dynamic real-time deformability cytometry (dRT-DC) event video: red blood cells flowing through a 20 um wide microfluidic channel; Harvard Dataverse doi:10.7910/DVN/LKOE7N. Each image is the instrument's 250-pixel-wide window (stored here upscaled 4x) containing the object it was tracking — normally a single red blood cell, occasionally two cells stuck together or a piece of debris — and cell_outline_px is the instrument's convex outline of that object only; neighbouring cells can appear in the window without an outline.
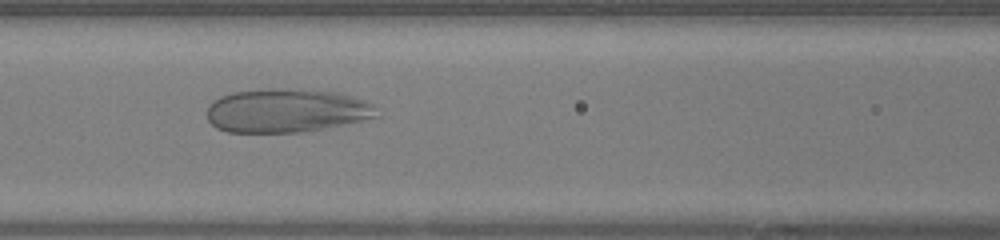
{"species": "human", "species_latin": "Homo sapiens", "temperature_condition": "warm", "stored_images_in_passage": 47, "camera_frame_rate_fps": 3000, "um_per_image_px": 0.085, "donor": {"sex": "female"}, "frame": {"image": 1, "passage_image": 19, "time_ms": 6.0, "image_size_px": [1000, 240], "cell_outline_px": [[380, 116], [300, 132], [228, 132], [216, 128], [208, 120], [208, 104], [212, 100], [220, 96], [232, 92], [280, 88], [284, 88], [320, 92], [348, 96], [368, 100], [376, 108]], "centroid_in_image_um": [24.27, 9.41], "position_along_channel_um": 142.3, "area_um2": 42.43}}
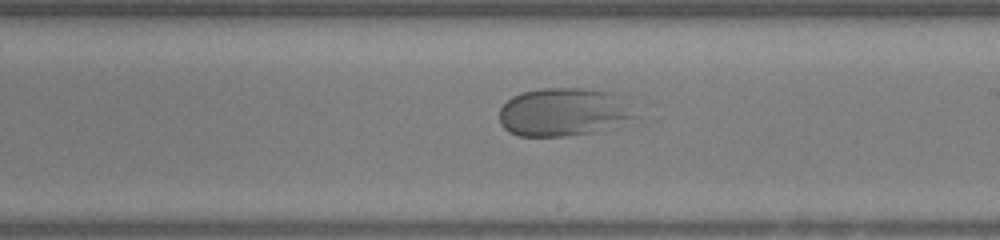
{"frame": {"image": 2, "passage_image": 26, "time_ms": 8.333, "image_size_px": [1000, 240], "cell_outline_px": [[640, 124], [592, 132], [564, 136], [520, 136], [508, 132], [500, 124], [500, 108], [512, 96], [520, 92], [540, 88], [584, 88], [616, 92], [628, 96]], "centroid_in_image_um": [48.11, 9.52], "position_along_channel_um": 240.9, "area_um2": 40.0}}
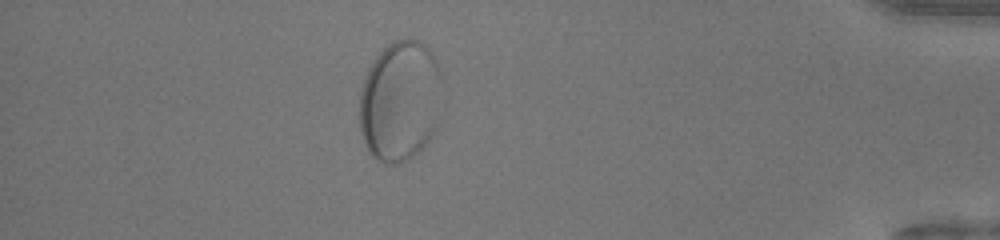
{"frame": {"image": 3, "passage_image": 41, "time_ms": 13.333, "image_size_px": [1000, 240], "cell_outline_px": [[444, 88], [440, 120], [436, 132], [408, 160], [400, 164], [384, 164], [376, 160], [368, 152], [364, 144], [360, 132], [360, 92], [368, 68], [376, 56], [392, 40], [420, 40], [432, 52], [440, 68], [444, 80]], "centroid_in_image_um": [34.06, 8.61], "position_along_channel_um": 401.1, "area_um2": 59.71}}